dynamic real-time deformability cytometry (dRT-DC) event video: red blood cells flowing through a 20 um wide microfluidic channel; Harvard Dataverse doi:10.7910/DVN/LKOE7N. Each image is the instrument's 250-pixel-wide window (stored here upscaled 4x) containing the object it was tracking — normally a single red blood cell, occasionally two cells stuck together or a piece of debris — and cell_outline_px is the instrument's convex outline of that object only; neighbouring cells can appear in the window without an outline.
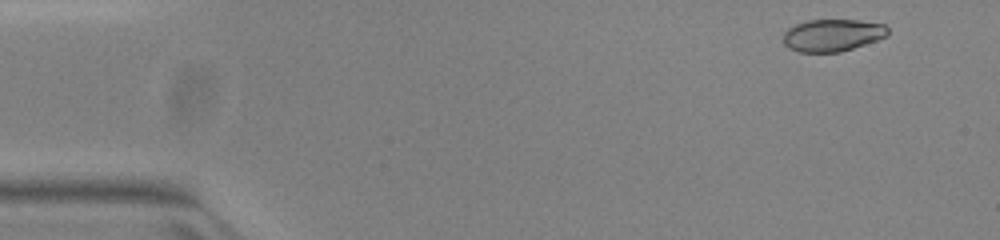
{"species": "common noctule bat (a hibernating species)", "species_latin": "Nyctalus noctula", "temperature_condition": "warm", "stored_images_in_passage": 48, "camera_frame_rate_fps": 3000, "um_per_image_px": 0.085, "animal": {"sex": "female", "body_mass_g": 23.0, "forearm_length_mm": 53.4}, "frame": {"image": 1, "passage_image": 2, "time_ms": 0.333, "image_size_px": [1000, 240], "cell_outline_px": [[888, 36], [840, 52], [800, 52], [788, 48], [784, 44], [784, 32], [788, 28], [796, 24], [808, 20], [856, 20], [884, 24], [888, 28]], "centroid_in_image_um": [70.75, 2.99], "position_along_channel_um": 14.3, "area_um2": 19.54}}
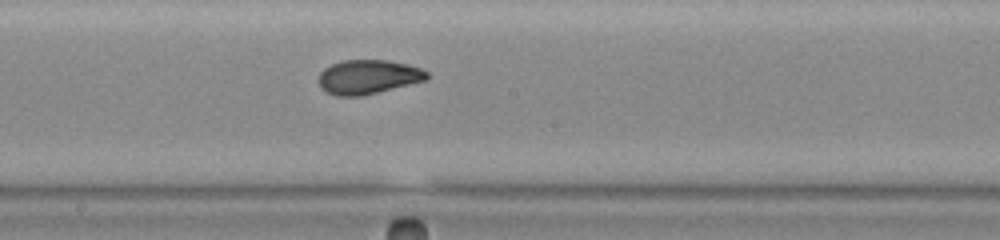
{"frame": {"image": 2, "passage_image": 26, "time_ms": 8.333, "image_size_px": [1000, 240], "cell_outline_px": [[428, 76], [424, 80], [360, 96], [340, 96], [328, 92], [320, 88], [320, 72], [324, 68], [332, 64], [344, 60], [384, 60], [408, 64], [420, 68], [428, 72]], "centroid_in_image_um": [31.27, 6.52], "position_along_channel_um": 216.9, "area_um2": 21.1}}
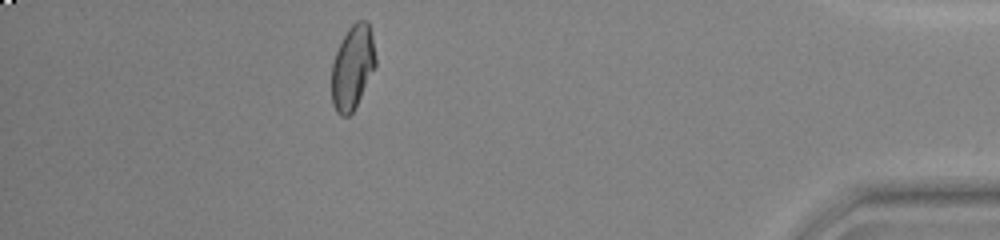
{"frame": {"image": 3, "passage_image": 44, "time_ms": 14.333, "image_size_px": [1000, 240], "cell_outline_px": [[376, 64], [352, 112], [348, 116], [340, 116], [336, 112], [332, 104], [332, 64], [336, 52], [348, 28], [356, 20], [368, 20], [372, 36], [376, 60]], "centroid_in_image_um": [29.95, 5.69], "position_along_channel_um": 405.2, "area_um2": 21.21}}